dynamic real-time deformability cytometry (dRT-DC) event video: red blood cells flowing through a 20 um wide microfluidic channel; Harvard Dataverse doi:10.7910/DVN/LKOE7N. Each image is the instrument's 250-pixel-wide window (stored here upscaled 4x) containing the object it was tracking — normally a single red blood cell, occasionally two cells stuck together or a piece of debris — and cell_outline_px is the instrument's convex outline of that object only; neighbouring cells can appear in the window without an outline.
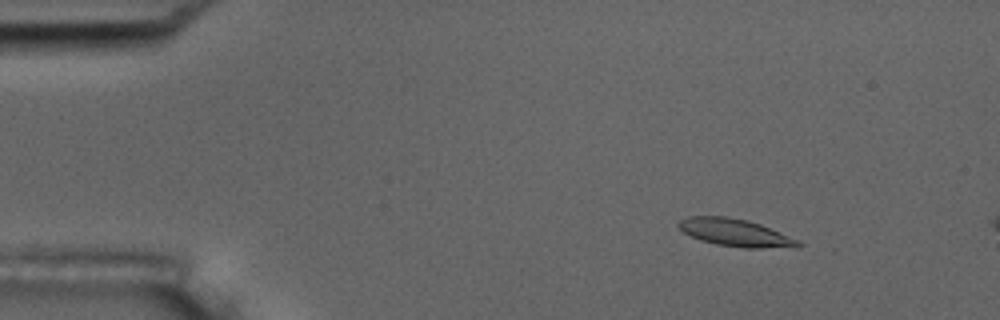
{"species": "common noctule bat (a hibernating species)", "species_latin": "Nyctalus noctula", "temperature_condition": "room temperature", "stored_images_in_passage": 5, "camera_frame_rate_fps": 3000, "um_per_image_px": 0.085, "animal": {"sex": "male", "body_mass_g": 17.5, "forearm_length_mm": 52.3}, "frame": {"image": 1, "passage_image": 3, "time_ms": 2.333, "image_size_px": [1000, 320], "cell_outline_px": [[804, 244], [796, 248], [744, 248], [716, 244], [700, 240], [684, 232], [676, 224], [680, 220], [688, 216], [728, 216], [760, 224], [800, 240]], "centroid_in_image_um": [62.55, 19.79], "position_along_channel_um": 22.4, "area_um2": 19.25}}